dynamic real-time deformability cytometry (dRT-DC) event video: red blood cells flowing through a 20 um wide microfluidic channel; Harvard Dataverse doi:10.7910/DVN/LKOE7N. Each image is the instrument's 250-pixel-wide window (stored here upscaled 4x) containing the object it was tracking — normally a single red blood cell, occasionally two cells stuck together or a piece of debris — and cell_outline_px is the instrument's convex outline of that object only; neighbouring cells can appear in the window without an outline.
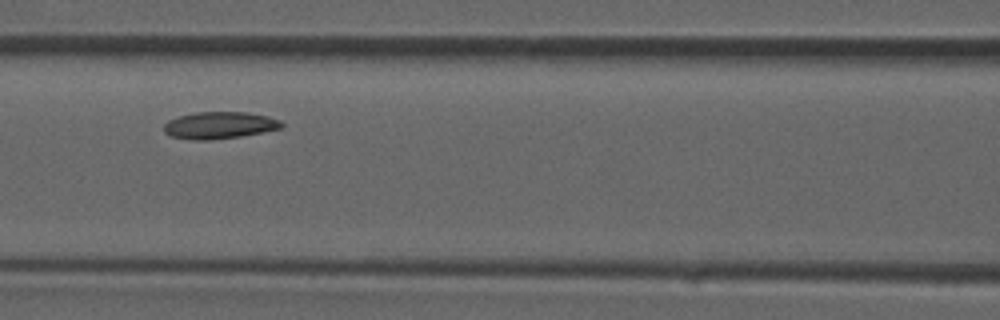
{"species": "common noctule bat (a hibernating species)", "species_latin": "Nyctalus noctula", "temperature_condition": "room temperature", "stored_images_in_passage": 33, "camera_frame_rate_fps": 3000, "um_per_image_px": 0.085, "animal": {"sex": "male", "forearm_length_mm": 52.5}, "frame": {"image": 1, "passage_image": 10, "time_ms": 3.0, "image_size_px": [1000, 320], "cell_outline_px": [[284, 124], [280, 128], [240, 136], [208, 140], [192, 140], [172, 136], [164, 132], [164, 124], [168, 120], [176, 116], [196, 112], [248, 112], [268, 116], [280, 120]], "centroid_in_image_um": [18.62, 10.63], "position_along_channel_um": 148.0, "area_um2": 18.44}}